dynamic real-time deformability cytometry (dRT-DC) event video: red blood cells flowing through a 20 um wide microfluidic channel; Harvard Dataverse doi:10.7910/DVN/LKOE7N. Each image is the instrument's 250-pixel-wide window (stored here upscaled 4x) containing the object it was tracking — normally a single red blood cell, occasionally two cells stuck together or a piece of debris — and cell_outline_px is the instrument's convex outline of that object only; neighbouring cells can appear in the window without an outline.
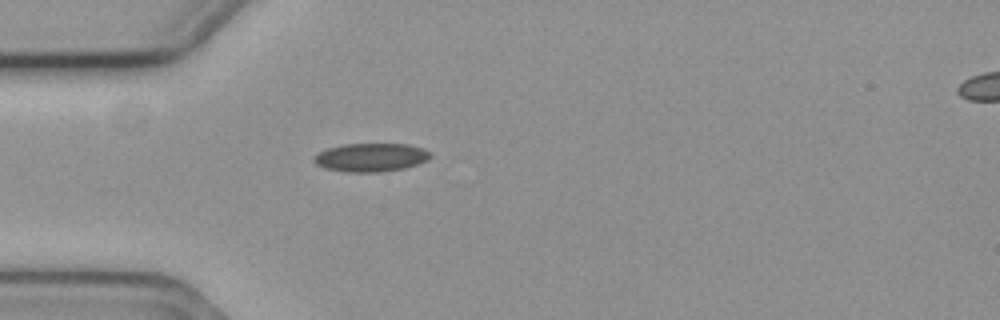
{"species": "common noctule bat (a hibernating species)", "species_latin": "Nyctalus noctula", "temperature_condition": "cold", "stored_images_in_passage": 1, "camera_frame_rate_fps": 3000, "um_per_image_px": 0.085, "animal": {"sex": "female", "body_mass_g": 19.3, "forearm_length_mm": 54.1}, "frame": {"image": 1, "passage_image": 1, "time_ms": 0.0, "image_size_px": [1000, 320], "cell_outline_px": [[432, 156], [428, 160], [404, 168], [384, 172], [344, 172], [324, 168], [316, 164], [312, 160], [320, 152], [328, 148], [344, 144], [408, 144], [424, 148], [432, 152]], "centroid_in_image_um": [31.56, 13.38], "position_along_channel_um": 53.4, "area_um2": 19.42}}